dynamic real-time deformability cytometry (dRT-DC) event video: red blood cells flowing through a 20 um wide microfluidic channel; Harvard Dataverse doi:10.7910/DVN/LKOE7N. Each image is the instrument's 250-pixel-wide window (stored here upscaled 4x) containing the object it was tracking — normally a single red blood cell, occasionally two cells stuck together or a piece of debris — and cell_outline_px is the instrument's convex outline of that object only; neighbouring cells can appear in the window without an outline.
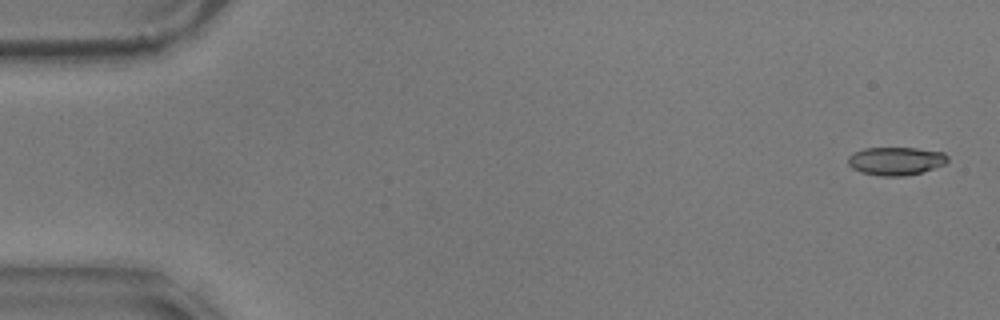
{"species": "common noctule bat (a hibernating species)", "species_latin": "Nyctalus noctula", "temperature_condition": "warm", "stored_images_in_passage": 57, "camera_frame_rate_fps": 3000, "um_per_image_px": 0.085, "animal": {"sex": "male", "body_mass_g": 17.9}, "frame": {"image": 1, "passage_image": 2, "time_ms": 0.333, "image_size_px": [1000, 320], "cell_outline_px": [[948, 160], [944, 164], [920, 172], [904, 176], [880, 176], [860, 172], [852, 168], [848, 164], [848, 156], [852, 152], [864, 148], [916, 148], [944, 152], [948, 156]], "centroid_in_image_um": [76.11, 13.68], "position_along_channel_um": 8.9, "area_um2": 16.36}}
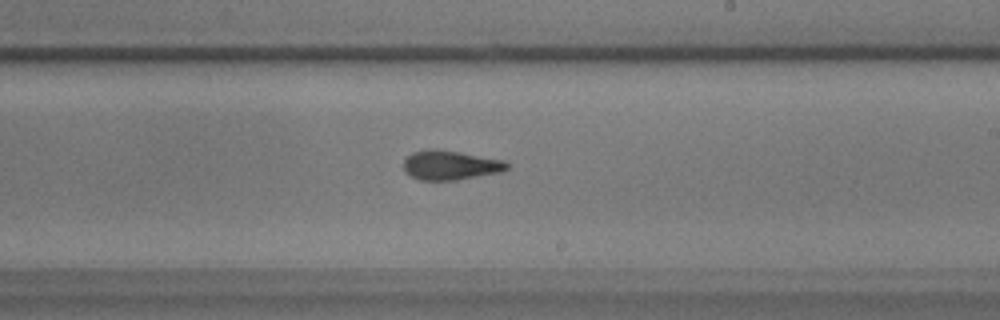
{"frame": {"image": 2, "passage_image": 34, "time_ms": 11.0, "image_size_px": [1000, 320], "cell_outline_px": [[508, 168], [500, 172], [456, 180], [420, 180], [404, 172], [404, 160], [412, 152], [424, 148], [436, 148], [460, 152], [504, 160], [508, 164]], "centroid_in_image_um": [38.24, 14.02], "position_along_channel_um": 250.8, "area_um2": 17.8}}
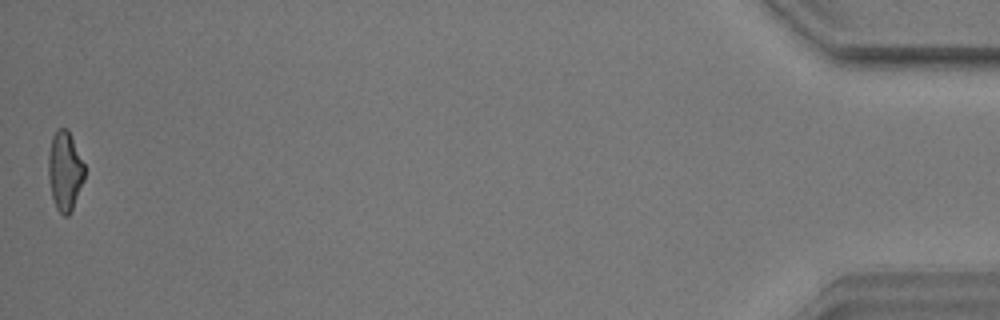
{"frame": {"image": 3, "passage_image": 57, "time_ms": 18.667, "image_size_px": [1000, 320], "cell_outline_px": [[84, 180], [72, 208], [68, 216], [64, 216], [56, 208], [52, 196], [48, 176], [48, 152], [52, 136], [60, 128], [68, 128], [84, 164]], "centroid_in_image_um": [5.5, 14.51], "position_along_channel_um": 429.7, "area_um2": 16.59}, "authors_computed_cell_mechanics": {"area_um2": 17.1666, "velocity_mm_per_s": 3.5456, "shape_relaxation_time_tau1_ms": 4.6457, "shape_relaxation_time_tau2_ms": 3.3049, "deformation_change_tau1": 0.1657, "deformation_change_tau2": 0.113}}